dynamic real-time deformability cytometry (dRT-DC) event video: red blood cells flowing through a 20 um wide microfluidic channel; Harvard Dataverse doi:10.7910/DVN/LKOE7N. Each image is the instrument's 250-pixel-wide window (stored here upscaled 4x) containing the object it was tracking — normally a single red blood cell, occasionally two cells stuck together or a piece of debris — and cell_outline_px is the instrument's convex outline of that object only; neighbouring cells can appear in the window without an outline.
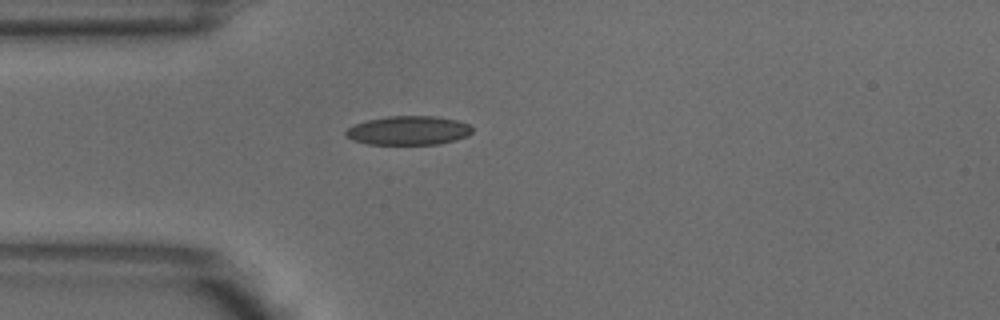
{"species": "common noctule bat (a hibernating species)", "species_latin": "Nyctalus noctula", "temperature_condition": "warm", "stored_images_in_passage": 1, "camera_frame_rate_fps": 3000, "um_per_image_px": 0.085, "animal": {"sex": "male", "body_mass_g": 18.8}, "frame": {"image": 1, "passage_image": 1, "time_ms": 0.0, "image_size_px": [1000, 320], "cell_outline_px": [[472, 132], [468, 136], [456, 140], [440, 144], [368, 144], [352, 140], [344, 136], [344, 132], [348, 128], [356, 124], [368, 120], [388, 116], [436, 116], [456, 120], [468, 124], [472, 128]], "centroid_in_image_um": [34.72, 11.1], "position_along_channel_um": 50.3, "area_um2": 21.39}}